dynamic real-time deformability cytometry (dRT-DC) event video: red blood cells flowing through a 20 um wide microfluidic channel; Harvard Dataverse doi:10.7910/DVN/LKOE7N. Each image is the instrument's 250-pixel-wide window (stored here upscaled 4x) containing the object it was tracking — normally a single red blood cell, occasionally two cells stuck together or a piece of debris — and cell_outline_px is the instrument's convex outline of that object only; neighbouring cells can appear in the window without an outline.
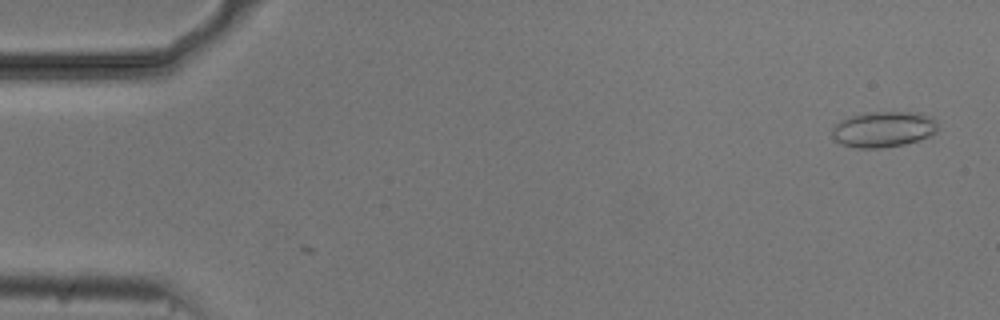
{"species": "common noctule bat (a hibernating species)", "species_latin": "Nyctalus noctula", "temperature_condition": "cold", "stored_images_in_passage": 4, "camera_frame_rate_fps": 3000, "um_per_image_px": 0.085, "animal": {"sex": "male", "body_mass_g": 20.5, "forearm_length_mm": 52.5}, "frame": {"image": 1, "passage_image": 2, "time_ms": 0.333, "image_size_px": [1000, 320], "cell_outline_px": [[936, 132], [928, 136], [904, 144], [884, 148], [856, 148], [840, 144], [832, 136], [832, 128], [836, 124], [852, 116], [868, 112], [916, 112], [928, 116], [936, 120]], "centroid_in_image_um": [75.07, 11.0], "position_along_channel_um": 9.9, "area_um2": 21.79}}